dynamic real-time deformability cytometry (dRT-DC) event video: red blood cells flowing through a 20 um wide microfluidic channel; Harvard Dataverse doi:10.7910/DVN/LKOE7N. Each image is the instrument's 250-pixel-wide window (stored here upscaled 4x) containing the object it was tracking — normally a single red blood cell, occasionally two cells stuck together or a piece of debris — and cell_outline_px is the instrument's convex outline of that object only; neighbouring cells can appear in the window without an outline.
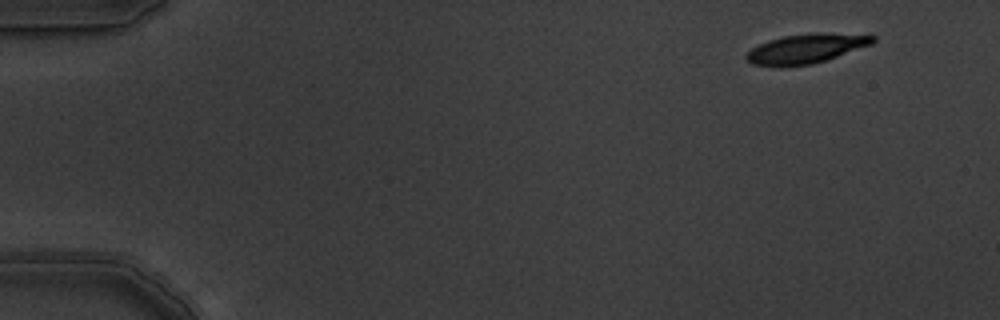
{"species": "common noctule bat (a hibernating species)", "species_latin": "Nyctalus noctula", "temperature_condition": "warm", "stored_images_in_passage": 6, "camera_frame_rate_fps": 3000, "um_per_image_px": 0.085, "animal": {"sex": "male", "body_mass_g": 19.5, "forearm_length_mm": 54.6}, "frame": {"image": 1, "passage_image": 1, "time_ms": 0.0, "image_size_px": [1000, 320], "cell_outline_px": [[876, 40], [872, 44], [812, 64], [784, 68], [772, 68], [752, 64], [744, 56], [752, 48], [768, 40], [784, 36], [816, 32], [876, 36]], "centroid_in_image_um": [68.44, 4.16], "position_along_channel_um": 16.6, "area_um2": 21.79}}
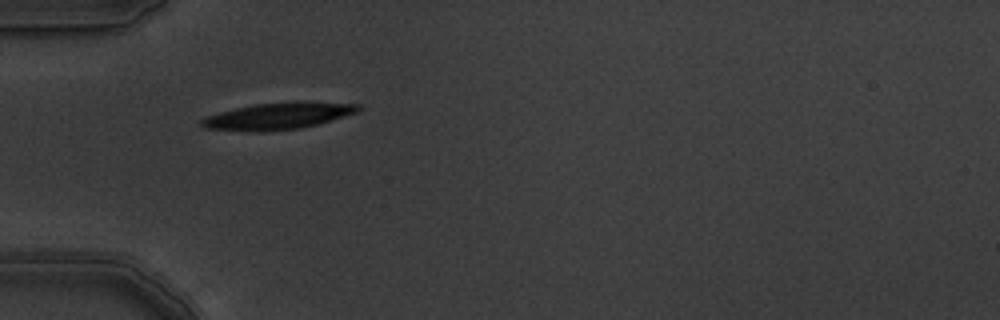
{"frame": {"image": 2, "passage_image": 5, "time_ms": 1.333, "image_size_px": [1000, 320], "cell_outline_px": [[360, 108], [356, 112], [316, 124], [300, 128], [264, 132], [252, 132], [204, 128], [200, 124], [200, 120], [204, 116], [236, 108], [256, 104], [304, 100], [360, 104]], "centroid_in_image_um": [23.6, 9.85], "position_along_channel_um": 61.4, "area_um2": 24.57}}
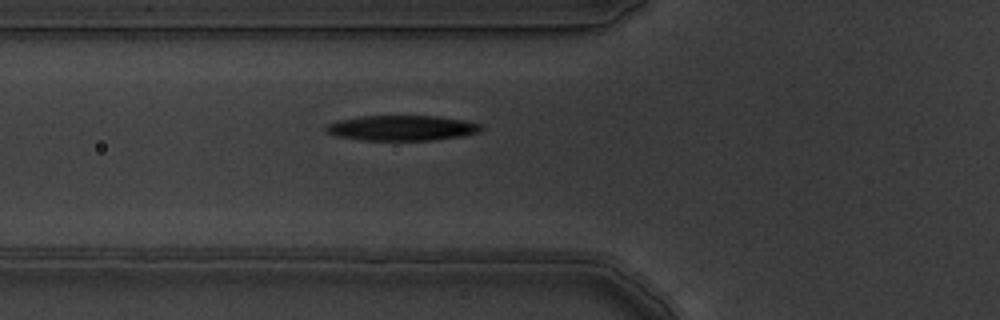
{"frame": {"image": 3, "passage_image": 6, "time_ms": 1.667, "image_size_px": [1000, 320], "cell_outline_px": [[484, 128], [480, 132], [464, 136], [432, 140], [360, 140], [336, 136], [324, 132], [324, 128], [328, 124], [336, 120], [360, 116], [440, 116], [464, 120], [484, 124]], "centroid_in_image_um": [34.18, 10.88], "position_along_channel_um": 91.6, "area_um2": 23.24}}